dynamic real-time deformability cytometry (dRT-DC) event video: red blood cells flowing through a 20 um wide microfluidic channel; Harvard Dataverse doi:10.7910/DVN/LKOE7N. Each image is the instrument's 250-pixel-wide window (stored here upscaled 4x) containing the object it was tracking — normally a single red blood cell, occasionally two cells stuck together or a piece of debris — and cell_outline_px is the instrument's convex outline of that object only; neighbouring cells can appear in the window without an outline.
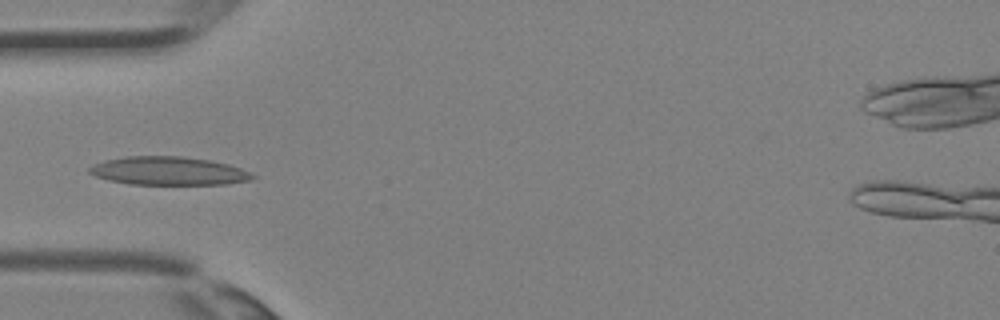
{"species": "Egyptian fruit bat (a non-hibernating species)", "species_latin": "Rousettus aegyptiacus", "temperature_condition": "room temperature", "stored_images_in_passage": 4, "camera_frame_rate_fps": 3000, "um_per_image_px": 0.085, "animal": {"sex": "female"}, "frame": {"image": 1, "passage_image": 4, "time_ms": 1.0, "image_size_px": [1000, 320], "cell_outline_px": [[256, 176], [252, 180], [224, 184], [128, 184], [108, 180], [96, 176], [88, 172], [88, 168], [92, 164], [104, 160], [124, 156], [184, 156], [208, 160], [228, 164], [240, 168]], "centroid_in_image_um": [14.28, 14.52], "position_along_channel_um": 70.7, "area_um2": 26.99}}